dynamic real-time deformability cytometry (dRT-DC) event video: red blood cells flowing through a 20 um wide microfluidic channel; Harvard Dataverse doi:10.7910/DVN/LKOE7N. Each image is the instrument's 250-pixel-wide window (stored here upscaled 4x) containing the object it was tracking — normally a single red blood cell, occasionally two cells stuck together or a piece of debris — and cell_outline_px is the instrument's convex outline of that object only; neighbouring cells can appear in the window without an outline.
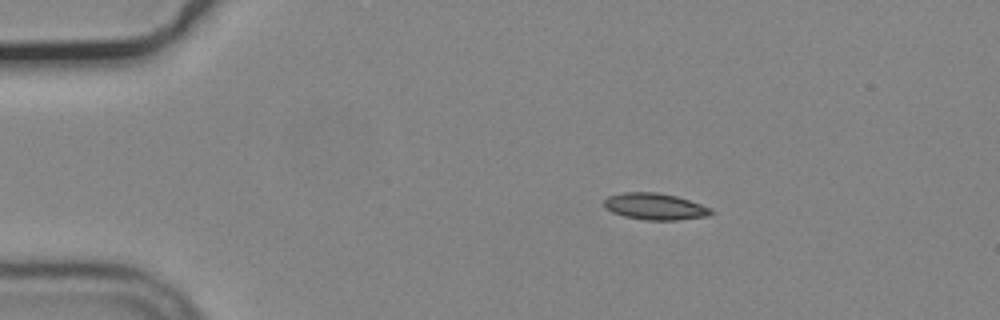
{"species": "common noctule bat (a hibernating species)", "species_latin": "Nyctalus noctula", "temperature_condition": "cold", "stored_images_in_passage": 46, "camera_frame_rate_fps": 3000, "um_per_image_px": 0.085, "animal": {"sex": "male", "body_mass_g": 19.2, "forearm_length_mm": 51.8}, "frame": {"image": 1, "passage_image": 1, "time_ms": 0.0, "image_size_px": [1000, 320], "cell_outline_px": [[716, 212], [708, 216], [676, 220], [644, 220], [624, 216], [612, 212], [604, 208], [604, 200], [608, 196], [620, 192], [656, 192], [676, 196], [712, 208]], "centroid_in_image_um": [55.67, 17.55], "position_along_channel_um": 29.3, "area_um2": 16.7}}
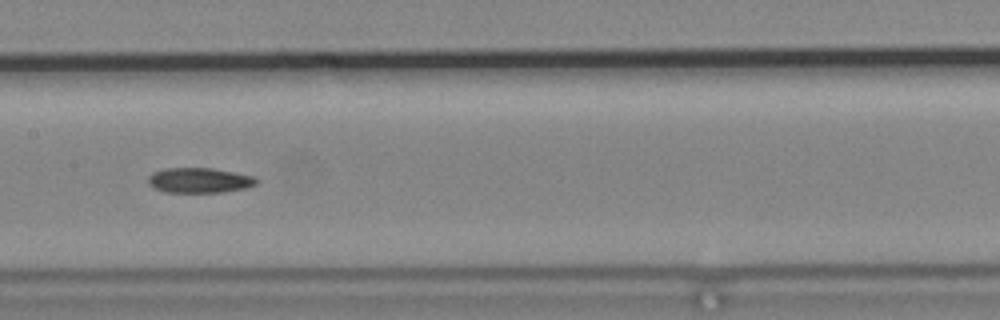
{"frame": {"image": 2, "passage_image": 19, "time_ms": 6.0, "image_size_px": [1000, 320], "cell_outline_px": [[260, 180], [256, 184], [244, 188], [220, 192], [164, 192], [152, 188], [148, 184], [148, 176], [152, 172], [164, 168], [212, 168], [252, 176]], "centroid_in_image_um": [16.88, 15.32], "position_along_channel_um": 190.5, "area_um2": 15.84}}
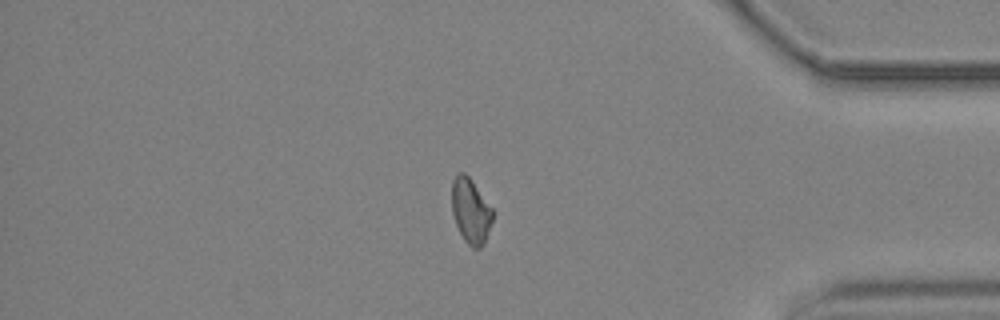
{"frame": {"image": 3, "passage_image": 38, "time_ms": 12.333, "image_size_px": [1000, 320], "cell_outline_px": [[496, 212], [484, 244], [480, 248], [472, 248], [464, 240], [456, 224], [452, 212], [452, 180], [456, 172], [464, 172], [472, 180]], "centroid_in_image_um": [40.03, 17.91], "position_along_channel_um": 395.2, "area_um2": 15.84}}